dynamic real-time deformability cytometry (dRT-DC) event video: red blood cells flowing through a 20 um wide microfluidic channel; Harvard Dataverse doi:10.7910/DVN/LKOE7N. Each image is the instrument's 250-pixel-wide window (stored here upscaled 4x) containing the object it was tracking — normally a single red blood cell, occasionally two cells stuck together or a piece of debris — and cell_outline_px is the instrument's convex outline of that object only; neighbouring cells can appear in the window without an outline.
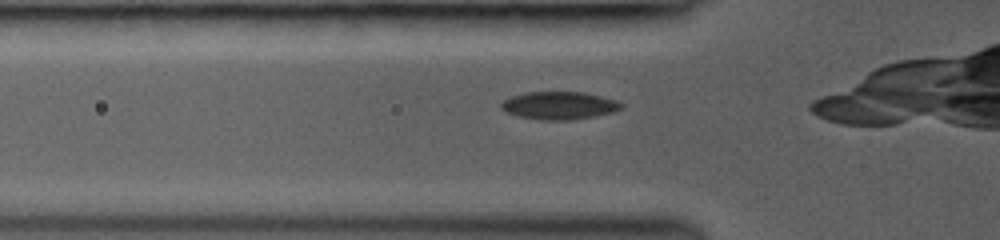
{"species": "common noctule bat (a hibernating species)", "species_latin": "Nyctalus noctula", "temperature_condition": "room temperature", "stored_images_in_passage": 38, "camera_frame_rate_fps": 3000, "um_per_image_px": 0.085, "animal": {"sex": "female", "body_mass_g": 19.0, "forearm_length_mm": 53.3}, "frame": {"image": 1, "passage_image": 9, "time_ms": 1.667, "image_size_px": [1000, 240], "cell_outline_px": [[624, 108], [612, 112], [592, 116], [568, 120], [540, 120], [516, 116], [500, 108], [500, 104], [504, 100], [512, 96], [524, 92], [584, 92], [616, 100], [624, 104]], "centroid_in_image_um": [47.52, 8.96], "position_along_channel_um": 78.3, "area_um2": 19.42}}
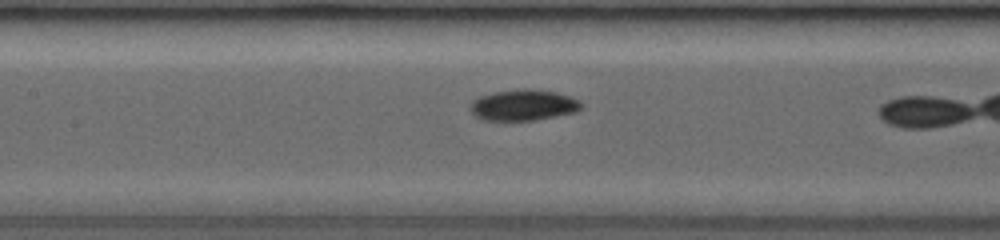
{"frame": {"image": 2, "passage_image": 18, "time_ms": 3.667, "image_size_px": [1000, 240], "cell_outline_px": [[584, 104], [576, 112], [536, 120], [480, 120], [468, 108], [468, 104], [472, 100], [480, 96], [492, 92], [516, 88], [528, 88], [556, 92], [580, 100]], "centroid_in_image_um": [44.45, 8.92], "position_along_channel_um": 162.9, "area_um2": 20.4}}
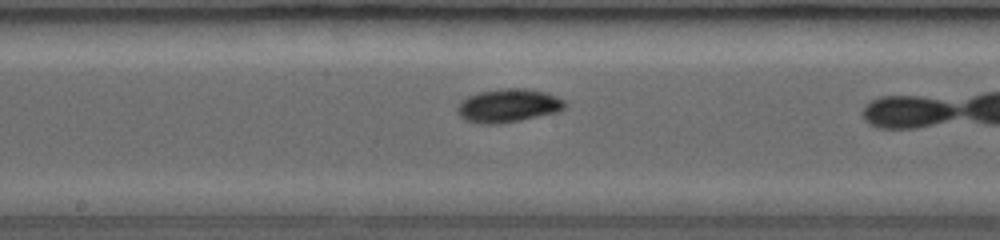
{"frame": {"image": 3, "passage_image": 22, "time_ms": 4.667, "image_size_px": [1000, 240], "cell_outline_px": [[568, 104], [560, 112], [500, 124], [480, 124], [464, 120], [456, 112], [456, 108], [460, 100], [476, 92], [504, 88], [524, 88], [544, 92], [556, 96], [564, 100]], "centroid_in_image_um": [43.18, 8.98], "position_along_channel_um": 205.0, "area_um2": 21.33}}